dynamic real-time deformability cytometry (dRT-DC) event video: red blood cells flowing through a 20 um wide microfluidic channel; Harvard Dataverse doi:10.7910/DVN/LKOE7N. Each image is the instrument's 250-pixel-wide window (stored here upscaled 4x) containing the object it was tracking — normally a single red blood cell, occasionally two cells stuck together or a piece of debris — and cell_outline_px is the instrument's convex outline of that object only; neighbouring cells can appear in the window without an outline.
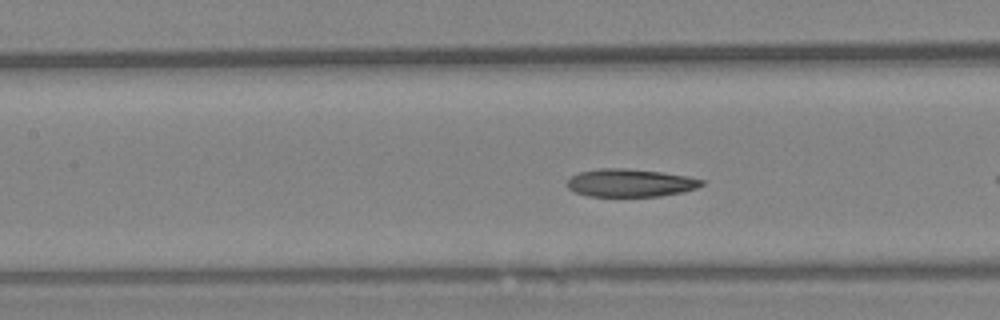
{"species": "Egyptian fruit bat (a non-hibernating species)", "species_latin": "Rousettus aegyptiacus", "temperature_condition": "warm", "stored_images_in_passage": 29, "camera_frame_rate_fps": 3000, "um_per_image_px": 0.085, "animal": {"sex": "female"}, "frame": {"image": 1, "passage_image": 9, "time_ms": 2.667, "image_size_px": [1000, 320], "cell_outline_px": [[704, 184], [696, 188], [684, 192], [660, 196], [588, 196], [576, 192], [568, 188], [564, 184], [572, 176], [580, 172], [600, 168], [624, 168], [660, 172], [688, 176], [704, 180]], "centroid_in_image_um": [53.57, 15.54], "position_along_channel_um": 153.8, "area_um2": 21.85}}
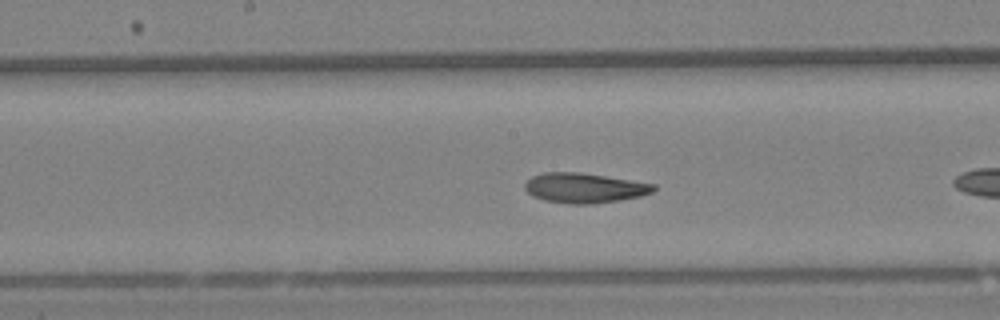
{"frame": {"image": 2, "passage_image": 13, "time_ms": 4.0, "image_size_px": [1000, 320], "cell_outline_px": [[656, 188], [652, 192], [640, 196], [620, 200], [592, 204], [568, 204], [544, 200], [532, 196], [524, 188], [524, 184], [532, 176], [544, 172], [580, 172], [656, 184]], "centroid_in_image_um": [49.66, 15.98], "position_along_channel_um": 198.5, "area_um2": 22.48}}